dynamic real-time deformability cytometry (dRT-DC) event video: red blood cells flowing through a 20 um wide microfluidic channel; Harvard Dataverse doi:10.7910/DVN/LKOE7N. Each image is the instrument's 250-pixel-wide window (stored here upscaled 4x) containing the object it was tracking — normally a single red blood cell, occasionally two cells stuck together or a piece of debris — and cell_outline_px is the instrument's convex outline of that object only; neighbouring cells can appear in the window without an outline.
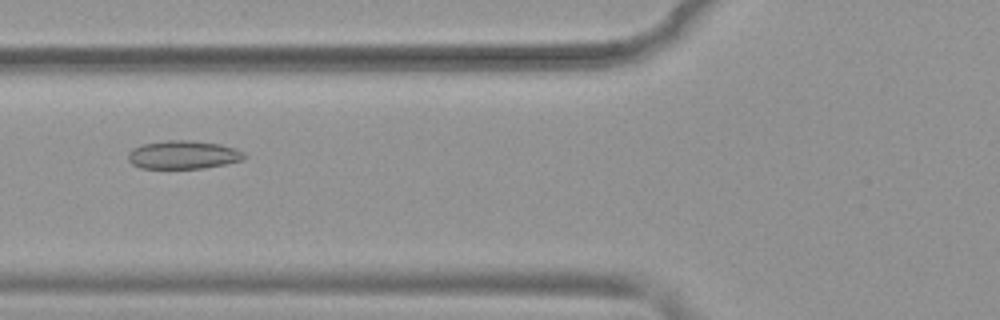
{"species": "common noctule bat (a hibernating species)", "species_latin": "Nyctalus noctula", "temperature_condition": "warm", "stored_images_in_passage": 53, "camera_frame_rate_fps": 3000, "um_per_image_px": 0.085, "animal": {"sex": "female", "body_mass_g": 19.9}, "frame": {"image": 1, "passage_image": 21, "time_ms": 6.667, "image_size_px": [1000, 320], "cell_outline_px": [[248, 156], [244, 160], [204, 168], [140, 168], [132, 164], [128, 160], [128, 152], [132, 148], [144, 144], [168, 140], [188, 140], [220, 144], [236, 148], [244, 152]], "centroid_in_image_um": [15.6, 13.16], "position_along_channel_um": 110.2, "area_um2": 19.25}}
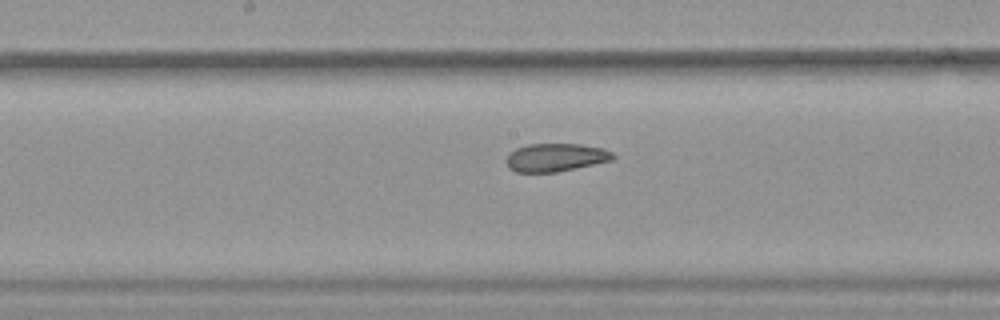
{"frame": {"image": 2, "passage_image": 28, "time_ms": 9.0, "image_size_px": [1000, 320], "cell_outline_px": [[616, 156], [612, 160], [556, 172], [516, 172], [508, 168], [504, 160], [516, 148], [528, 144], [580, 144], [600, 148], [612, 152]], "centroid_in_image_um": [47.19, 13.38], "position_along_channel_um": 201.0, "area_um2": 17.34}}
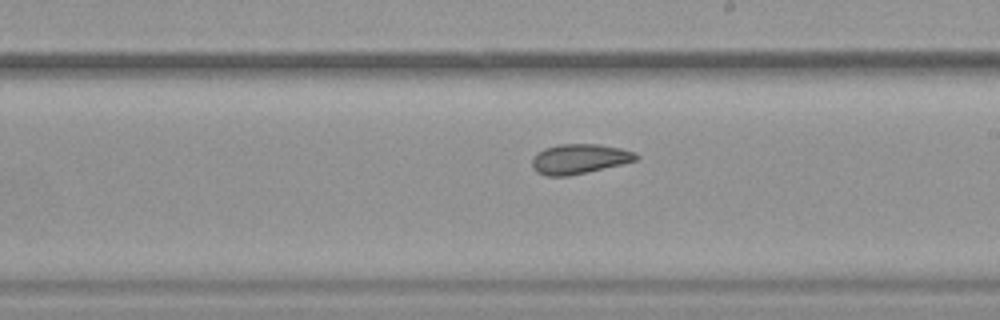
{"frame": {"image": 3, "passage_image": 31, "time_ms": 10.0, "image_size_px": [1000, 320], "cell_outline_px": [[640, 156], [636, 160], [620, 164], [568, 176], [544, 176], [536, 172], [532, 168], [532, 160], [536, 152], [544, 148], [560, 144], [600, 144], [620, 148], [636, 152]], "centroid_in_image_um": [49.21, 13.5], "position_along_channel_um": 239.8, "area_um2": 18.09}, "authors_computed_cell_mechanics": {"area_um2": 22.1952, "velocity_mm_per_s": 3.8941, "shape_relaxation_time_tau1_ms": null, "shape_relaxation_time_tau2_ms": 1.5779, "deformation_change_tau1": null, "deformation_change_tau2": 0.0585}}